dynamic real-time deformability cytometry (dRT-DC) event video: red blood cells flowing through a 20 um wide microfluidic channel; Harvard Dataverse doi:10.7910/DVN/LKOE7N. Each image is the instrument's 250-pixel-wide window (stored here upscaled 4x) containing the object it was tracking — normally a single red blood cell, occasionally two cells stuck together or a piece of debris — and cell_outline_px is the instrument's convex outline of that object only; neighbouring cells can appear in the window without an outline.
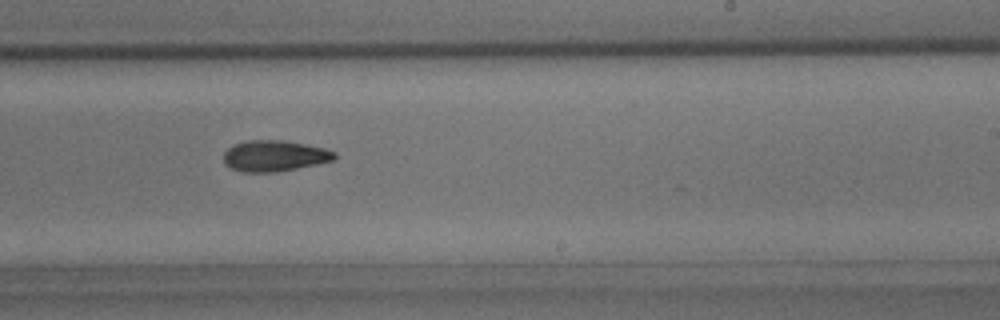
{"species": "common noctule bat (a hibernating species)", "species_latin": "Nyctalus noctula", "temperature_condition": "room temperature", "stored_images_in_passage": 39, "camera_frame_rate_fps": 3000, "um_per_image_px": 0.085, "animal": {"sex": "male", "body_mass_g": 15.6}, "frame": {"image": 1, "passage_image": 23, "time_ms": 7.333, "image_size_px": [1000, 320], "cell_outline_px": [[336, 160], [276, 172], [240, 172], [228, 168], [224, 164], [224, 152], [232, 144], [248, 140], [280, 140], [304, 144], [324, 148], [336, 152]], "centroid_in_image_um": [23.29, 13.25], "position_along_channel_um": 265.7, "area_um2": 20.17}}